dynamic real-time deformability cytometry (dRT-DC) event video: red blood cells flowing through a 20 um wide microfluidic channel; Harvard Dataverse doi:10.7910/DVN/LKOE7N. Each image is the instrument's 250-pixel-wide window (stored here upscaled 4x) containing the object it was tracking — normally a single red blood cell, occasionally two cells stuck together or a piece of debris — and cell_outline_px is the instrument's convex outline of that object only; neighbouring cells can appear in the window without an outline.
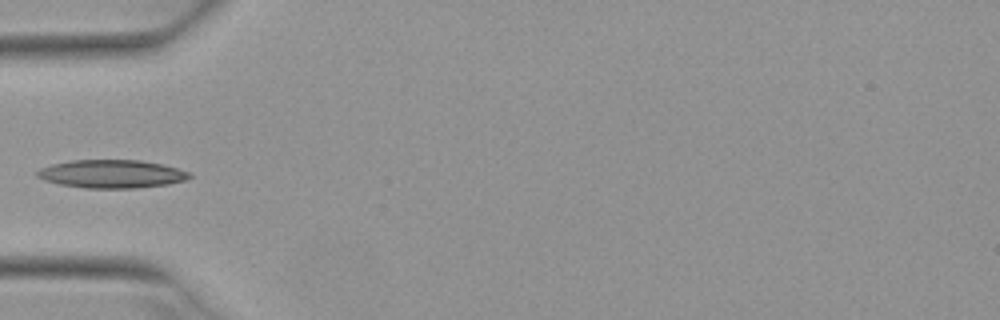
{"species": "Egyptian fruit bat (a non-hibernating species)", "species_latin": "Rousettus aegyptiacus", "temperature_condition": "warm", "stored_images_in_passage": 6, "camera_frame_rate_fps": 3000, "um_per_image_px": 0.085, "animal": {"sex": "female"}, "frame": {"image": 1, "passage_image": 5, "time_ms": 1.333, "image_size_px": [1000, 320], "cell_outline_px": [[192, 176], [184, 180], [168, 184], [136, 188], [84, 188], [60, 184], [44, 180], [36, 176], [36, 172], [40, 168], [52, 164], [72, 160], [140, 160], [160, 164], [176, 168], [188, 172]], "centroid_in_image_um": [9.45, 14.78], "position_along_channel_um": 75.5, "area_um2": 24.85}}
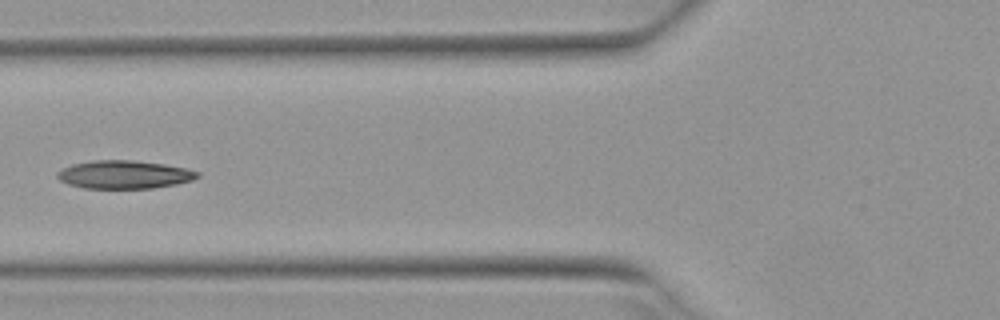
{"frame": {"image": 2, "passage_image": 6, "time_ms": 1.667, "image_size_px": [1000, 320], "cell_outline_px": [[200, 176], [192, 180], [176, 184], [152, 188], [84, 188], [68, 184], [60, 180], [56, 176], [56, 172], [72, 164], [92, 160], [132, 160], [164, 164], [184, 168], [200, 172]], "centroid_in_image_um": [10.55, 14.83], "position_along_channel_um": 115.3, "area_um2": 22.95}}